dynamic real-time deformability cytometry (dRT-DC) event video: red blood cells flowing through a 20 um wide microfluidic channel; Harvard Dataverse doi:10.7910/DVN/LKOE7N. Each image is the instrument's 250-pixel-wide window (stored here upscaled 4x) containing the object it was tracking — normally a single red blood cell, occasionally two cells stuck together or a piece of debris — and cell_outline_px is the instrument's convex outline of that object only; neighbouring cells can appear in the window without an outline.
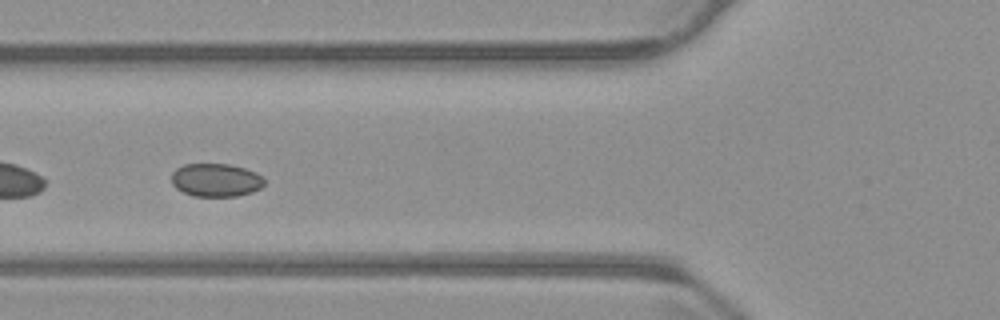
{"species": "common noctule bat (a hibernating species)", "species_latin": "Nyctalus noctula", "temperature_condition": "warm", "stored_images_in_passage": 29, "camera_frame_rate_fps": 3000, "um_per_image_px": 0.085, "animal": {"sex": "male", "body_mass_g": 23.1, "forearm_length_mm": 52.7}, "frame": {"image": 1, "passage_image": 5, "time_ms": 1.333, "image_size_px": [1000, 320], "cell_outline_px": [[264, 184], [260, 188], [252, 192], [236, 196], [192, 196], [176, 188], [172, 184], [172, 172], [176, 168], [184, 164], [228, 164], [244, 168], [256, 172], [264, 176]], "centroid_in_image_um": [18.36, 15.3], "position_along_channel_um": 107.4, "area_um2": 18.03}}
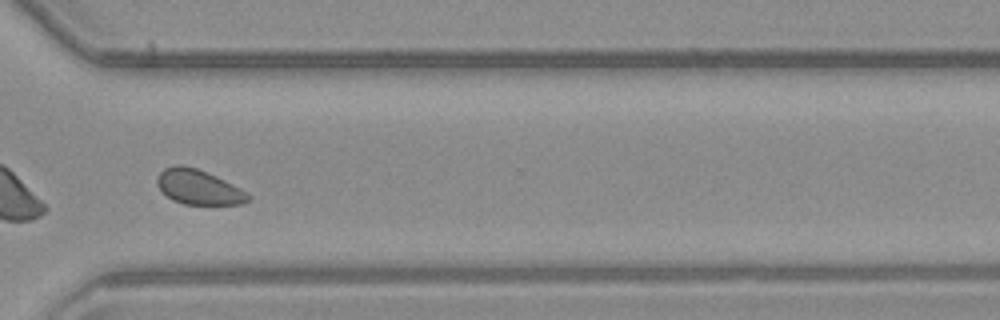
{"frame": {"image": 2, "passage_image": 25, "time_ms": 8.0, "image_size_px": [1000, 320], "cell_outline_px": [[252, 196], [248, 200], [240, 204], [184, 204], [172, 200], [156, 184], [156, 176], [164, 168], [176, 164], [184, 164], [196, 168], [216, 176], [240, 188]], "centroid_in_image_um": [16.85, 15.88], "position_along_channel_um": 353.8, "area_um2": 18.38}, "authors_computed_cell_mechanics": {"area_um2": 18.3804, "velocity_mm_per_s": 3.6872, "shape_relaxation_time_tau1_ms": 9.702, "shape_relaxation_time_tau2_ms": null, "deformation_change_tau1": 0.0445, "deformation_change_tau2": null}}